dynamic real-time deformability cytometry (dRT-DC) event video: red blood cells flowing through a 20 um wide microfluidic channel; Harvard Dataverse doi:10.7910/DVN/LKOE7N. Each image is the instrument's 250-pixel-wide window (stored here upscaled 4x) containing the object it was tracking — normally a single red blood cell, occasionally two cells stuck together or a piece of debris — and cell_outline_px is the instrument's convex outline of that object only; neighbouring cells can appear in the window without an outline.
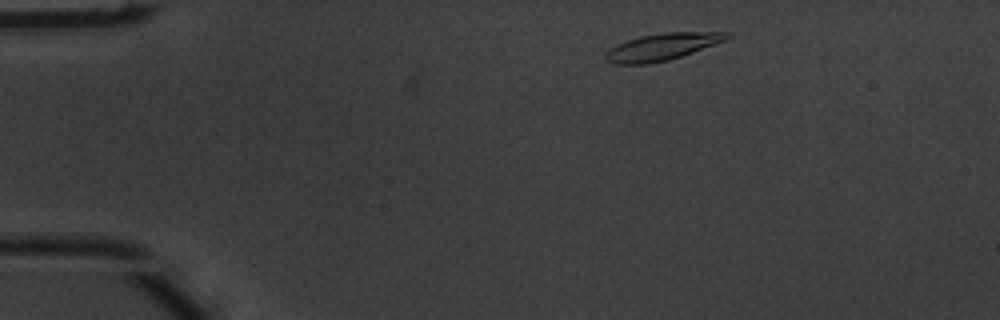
{"species": "common noctule bat (a hibernating species)", "species_latin": "Nyctalus noctula", "temperature_condition": "warm", "stored_images_in_passage": 45, "camera_frame_rate_fps": 3000, "um_per_image_px": 0.085, "animal": {"sex": "male", "body_mass_g": 20.1, "forearm_length_mm": 53.5}, "frame": {"image": 1, "passage_image": 3, "time_ms": 0.667, "image_size_px": [1000, 320], "cell_outline_px": [[732, 36], [728, 40], [668, 60], [648, 64], [616, 64], [604, 60], [604, 52], [616, 44], [640, 36], [664, 32], [732, 32]], "centroid_in_image_um": [56.28, 3.97], "position_along_channel_um": 28.7, "area_um2": 19.19}}
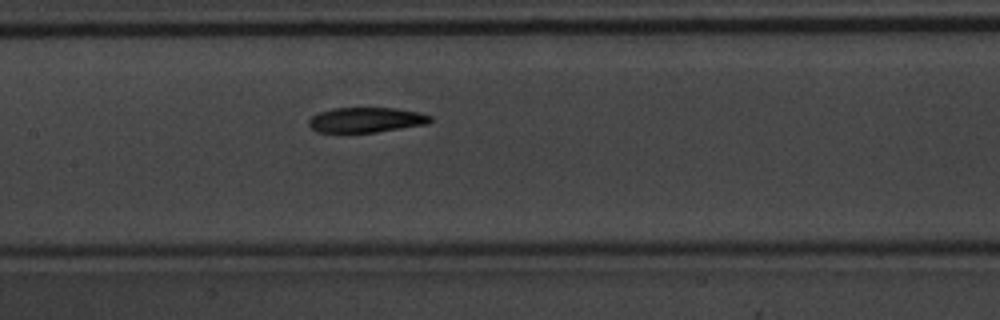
{"frame": {"image": 2, "passage_image": 19, "time_ms": 6.0, "image_size_px": [1000, 320], "cell_outline_px": [[436, 120], [428, 124], [376, 132], [316, 132], [308, 124], [308, 120], [312, 116], [320, 112], [336, 108], [396, 108], [416, 112], [432, 116]], "centroid_in_image_um": [31.16, 10.19], "position_along_channel_um": 176.2, "area_um2": 17.74}}
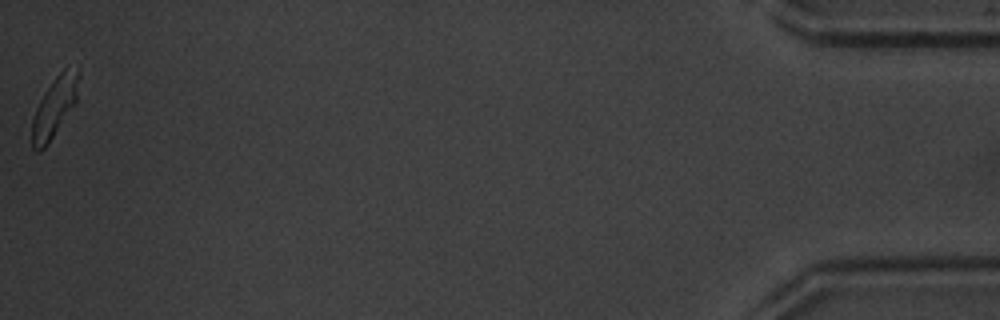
{"frame": {"image": 3, "passage_image": 45, "time_ms": 14.667, "image_size_px": [1000, 320], "cell_outline_px": [[80, 72], [76, 104], [48, 144], [40, 152], [36, 152], [32, 148], [32, 120], [36, 108], [44, 92], [56, 76], [68, 64], [80, 64]], "centroid_in_image_um": [4.69, 9.03], "position_along_channel_um": 430.5, "area_um2": 16.94}, "authors_computed_cell_mechanics": {"area_um2": 18.4382, "velocity_mm_per_s": 3.9839, "shape_relaxation_time_tau1_ms": 2.4506, "shape_relaxation_time_tau2_ms": null, "deformation_change_tau1": 0.1566, "deformation_change_tau2": null}}